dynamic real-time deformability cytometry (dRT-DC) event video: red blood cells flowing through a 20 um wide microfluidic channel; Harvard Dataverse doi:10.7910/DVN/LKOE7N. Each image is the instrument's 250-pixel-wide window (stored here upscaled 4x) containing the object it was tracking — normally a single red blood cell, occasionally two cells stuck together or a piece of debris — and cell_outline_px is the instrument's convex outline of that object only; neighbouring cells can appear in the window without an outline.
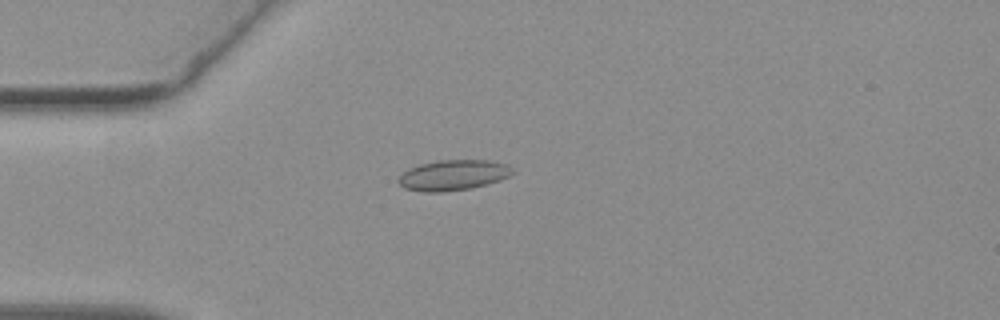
{"species": "common noctule bat (a hibernating species)", "species_latin": "Nyctalus noctula", "temperature_condition": "warm", "stored_images_in_passage": 45, "camera_frame_rate_fps": 3000, "um_per_image_px": 0.085, "animal": {"sex": "female", "body_mass_g": 19.3, "forearm_length_mm": 54.1}, "frame": {"image": 1, "passage_image": 5, "time_ms": 1.333, "image_size_px": [1000, 320], "cell_outline_px": [[512, 172], [508, 176], [500, 180], [468, 188], [440, 192], [424, 192], [404, 188], [396, 180], [404, 172], [420, 164], [440, 160], [488, 160], [508, 164], [512, 168]], "centroid_in_image_um": [38.51, 14.88], "position_along_channel_um": 46.5, "area_um2": 19.88}}
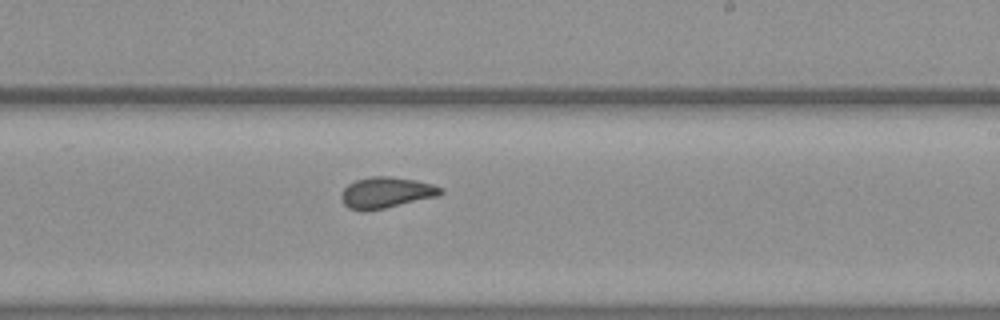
{"frame": {"image": 2, "passage_image": 23, "time_ms": 7.333, "image_size_px": [1000, 320], "cell_outline_px": [[444, 192], [440, 196], [384, 208], [364, 212], [348, 208], [344, 204], [340, 196], [344, 188], [348, 184], [356, 180], [372, 176], [388, 176], [416, 180], [432, 184], [444, 188]], "centroid_in_image_um": [32.84, 16.37], "position_along_channel_um": 256.2, "area_um2": 18.15}}
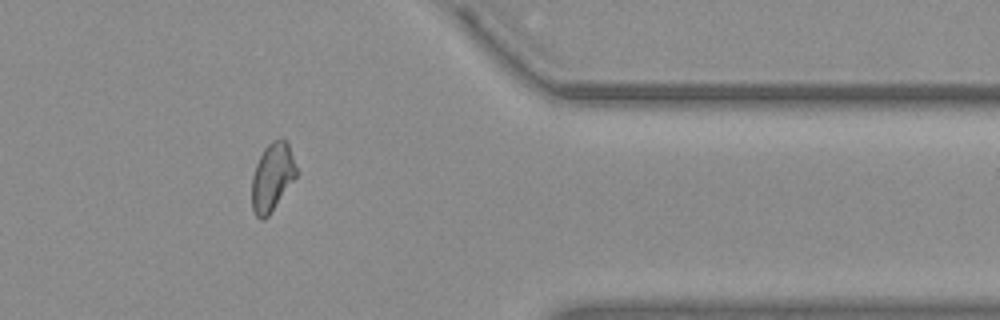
{"frame": {"image": 3, "passage_image": 35, "time_ms": 11.333, "image_size_px": [1000, 320], "cell_outline_px": [[296, 176], [268, 216], [264, 220], [260, 220], [256, 216], [252, 208], [252, 176], [256, 164], [264, 148], [272, 140], [280, 136], [288, 144], [296, 168]], "centroid_in_image_um": [23.11, 15.04], "position_along_channel_um": 388.3, "area_um2": 17.4}, "authors_computed_cell_mechanics": {"area_um2": 17.9758, "velocity_mm_per_s": 3.7724, "shape_relaxation_time_tau1_ms": null, "shape_relaxation_time_tau2_ms": 1.4452, "deformation_change_tau1": null, "deformation_change_tau2": 0.0478}}